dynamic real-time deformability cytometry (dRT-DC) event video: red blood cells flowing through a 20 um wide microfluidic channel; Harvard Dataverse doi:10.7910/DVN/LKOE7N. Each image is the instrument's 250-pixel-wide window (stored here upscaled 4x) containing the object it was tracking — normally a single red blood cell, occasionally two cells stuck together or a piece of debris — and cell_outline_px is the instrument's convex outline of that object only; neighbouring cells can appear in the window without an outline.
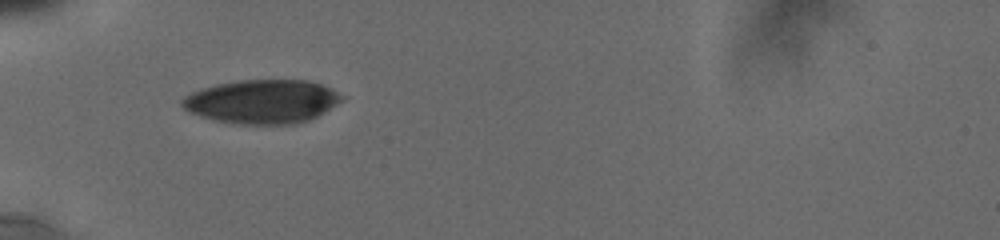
{"species": "human", "species_latin": "Homo sapiens", "temperature_condition": "cold", "stored_images_in_passage": 53, "camera_frame_rate_fps": 3000, "um_per_image_px": 0.085, "donor": {"sex": "male"}, "frame": {"image": 1, "passage_image": 1, "time_ms": 0.0, "image_size_px": [1000, 240], "cell_outline_px": [[344, 100], [324, 112], [308, 120], [296, 124], [236, 124], [216, 120], [200, 116], [184, 108], [180, 104], [180, 100], [184, 96], [200, 88], [216, 84], [240, 80], [308, 80], [332, 88], [344, 96]], "centroid_in_image_um": [22.29, 8.62], "position_along_channel_um": 62.7, "area_um2": 40.86}}
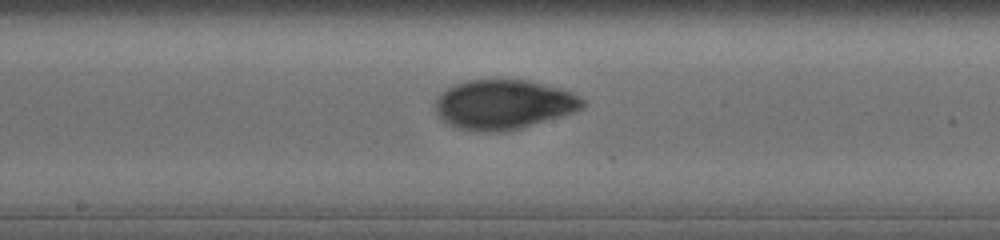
{"frame": {"image": 2, "passage_image": 27, "time_ms": 4.0, "image_size_px": [1000, 240], "cell_outline_px": [[588, 104], [584, 108], [560, 116], [520, 128], [500, 132], [488, 132], [460, 128], [448, 124], [436, 112], [436, 100], [440, 92], [452, 84], [464, 80], [528, 80], [560, 88], [572, 92], [584, 100]], "centroid_in_image_um": [42.81, 8.86], "position_along_channel_um": 205.4, "area_um2": 42.43}}
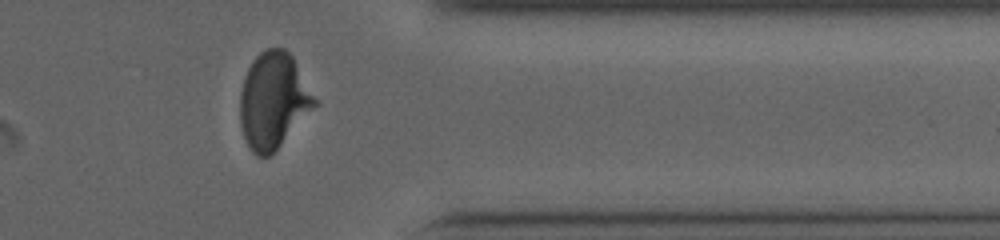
{"frame": {"image": 3, "passage_image": 52, "time_ms": 9.0, "image_size_px": [1000, 240], "cell_outline_px": [[320, 104], [268, 156], [256, 156], [252, 152], [244, 136], [240, 124], [240, 92], [244, 76], [252, 60], [264, 48], [284, 48], [292, 56]], "centroid_in_image_um": [23.25, 8.52], "position_along_channel_um": 388.2, "area_um2": 41.73}, "authors_computed_cell_mechanics": {"area_um2": 42.483, "velocity_mm_per_s": 3.7981, "shape_relaxation_time_tau1_ms": 5.3741, "shape_relaxation_time_tau2_ms": 1.6684, "deformation_change_tau1": 0.1743, "deformation_change_tau2": 0.0515}}